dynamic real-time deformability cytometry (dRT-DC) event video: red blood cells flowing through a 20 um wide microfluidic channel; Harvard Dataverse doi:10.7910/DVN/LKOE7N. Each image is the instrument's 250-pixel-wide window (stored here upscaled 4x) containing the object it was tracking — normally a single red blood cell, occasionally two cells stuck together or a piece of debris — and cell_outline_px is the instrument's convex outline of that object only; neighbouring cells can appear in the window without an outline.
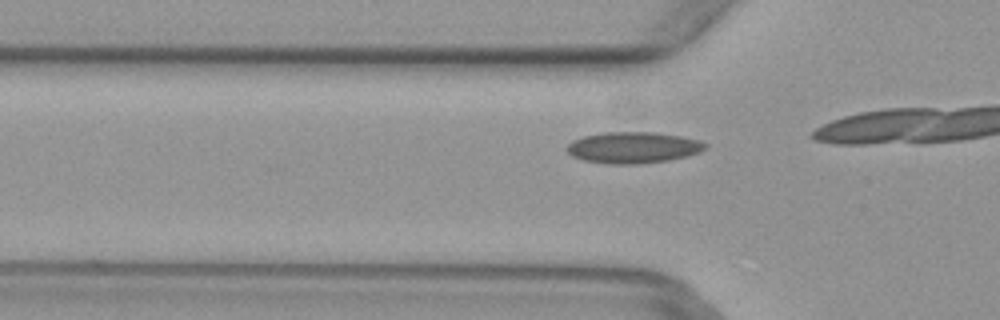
{"species": "common noctule bat (a hibernating species)", "species_latin": "Nyctalus noctula", "temperature_condition": "warm", "stored_images_in_passage": 6, "camera_frame_rate_fps": 3000, "um_per_image_px": 0.085, "animal": {"sex": "female", "body_mass_g": 29.2, "forearm_length_mm": 56.3}, "frame": {"image": 1, "passage_image": 6, "time_ms": 1.667, "image_size_px": [1000, 320], "cell_outline_px": [[708, 148], [700, 152], [688, 156], [668, 160], [640, 164], [604, 164], [584, 160], [572, 156], [564, 148], [572, 140], [584, 136], [604, 132], [656, 132], [680, 136], [700, 140], [708, 144]], "centroid_in_image_um": [53.83, 12.54], "position_along_channel_um": 72.0, "area_um2": 25.55}}